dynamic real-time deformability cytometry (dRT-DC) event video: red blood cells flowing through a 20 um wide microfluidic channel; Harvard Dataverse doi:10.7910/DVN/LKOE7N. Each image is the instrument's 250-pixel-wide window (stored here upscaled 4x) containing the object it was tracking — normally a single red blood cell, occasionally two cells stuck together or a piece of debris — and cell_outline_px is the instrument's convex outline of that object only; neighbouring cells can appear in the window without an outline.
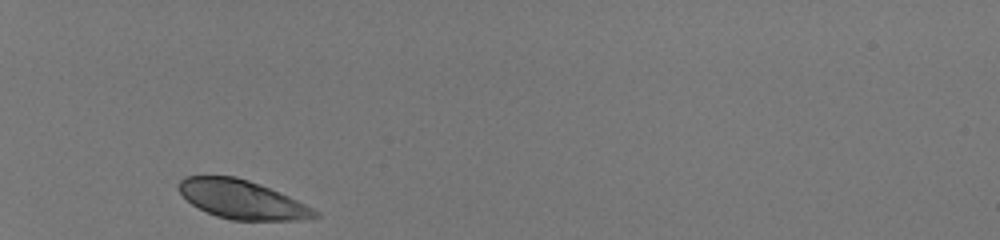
{"species": "human", "species_latin": "Homo sapiens", "temperature_condition": "room temperature", "stored_images_in_passage": 29, "camera_frame_rate_fps": 3000, "um_per_image_px": 0.085, "donor": {"sex": "male"}, "frame": {"image": 1, "passage_image": 1, "time_ms": 0.0, "image_size_px": [1000, 240], "cell_outline_px": [[320, 216], [300, 220], [232, 220], [216, 216], [192, 204], [180, 192], [180, 180], [184, 176], [236, 176], [260, 184], [288, 196], [320, 212]], "centroid_in_image_um": [20.59, 16.96], "position_along_channel_um": 64.4, "area_um2": 30.29}}
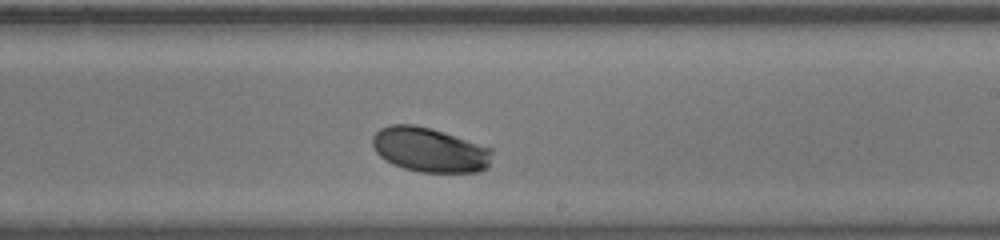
{"frame": {"image": 2, "passage_image": 17, "time_ms": 5.333, "image_size_px": [1000, 240], "cell_outline_px": [[492, 152], [488, 168], [480, 172], [420, 172], [404, 168], [392, 164], [384, 160], [376, 152], [372, 144], [372, 136], [380, 128], [392, 124], [412, 124], [432, 128], [492, 148]], "centroid_in_image_um": [36.51, 12.74], "position_along_channel_um": 252.5, "area_um2": 31.21}}
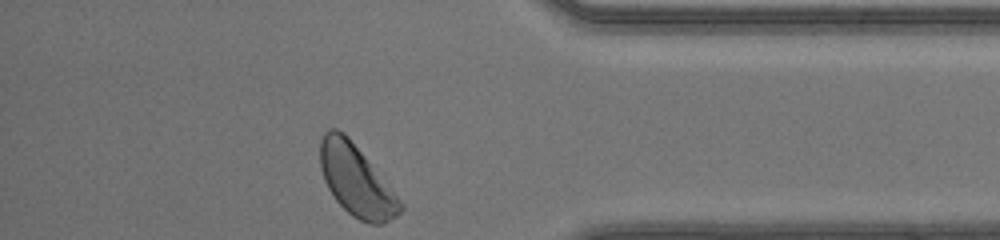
{"frame": {"image": 3, "passage_image": 29, "time_ms": 9.333, "image_size_px": [1000, 240], "cell_outline_px": [[404, 208], [396, 216], [384, 224], [368, 224], [352, 216], [336, 200], [328, 188], [324, 180], [320, 168], [320, 140], [324, 132], [328, 128], [336, 128], [344, 132], [348, 136], [400, 200]], "centroid_in_image_um": [30.24, 15.33], "position_along_channel_um": 405.0, "area_um2": 32.77}, "authors_computed_cell_mechanics": {"area_um2": 31.4432, "velocity_mm_per_s": 4.0522, "shape_relaxation_time_tau1_ms": 1.6196, "shape_relaxation_time_tau2_ms": null, "deformation_change_tau1": 0.1087, "deformation_change_tau2": null}}